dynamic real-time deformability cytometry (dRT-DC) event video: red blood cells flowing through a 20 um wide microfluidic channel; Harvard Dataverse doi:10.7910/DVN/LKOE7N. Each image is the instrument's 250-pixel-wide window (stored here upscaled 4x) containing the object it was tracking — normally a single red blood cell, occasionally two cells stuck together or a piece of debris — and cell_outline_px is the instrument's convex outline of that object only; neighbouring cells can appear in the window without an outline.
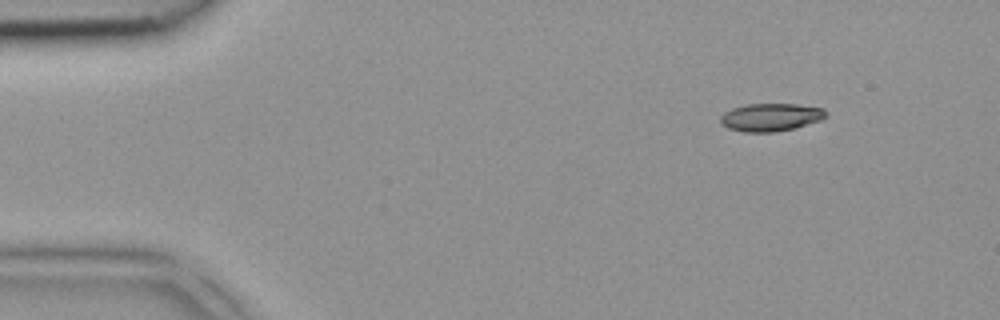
{"species": "common noctule bat (a hibernating species)", "species_latin": "Nyctalus noctula", "temperature_condition": "room temperature", "stored_images_in_passage": 3, "camera_frame_rate_fps": 3000, "um_per_image_px": 0.085, "animal": {"sex": "female", "body_mass_g": 18.4}, "frame": {"image": 1, "passage_image": 1, "time_ms": 0.0, "image_size_px": [1000, 320], "cell_outline_px": [[828, 116], [820, 120], [796, 128], [776, 132], [744, 132], [728, 128], [720, 120], [720, 116], [724, 112], [732, 108], [748, 104], [796, 104], [824, 108], [828, 112]], "centroid_in_image_um": [65.55, 9.96], "position_along_channel_um": 19.4, "area_um2": 17.22}}
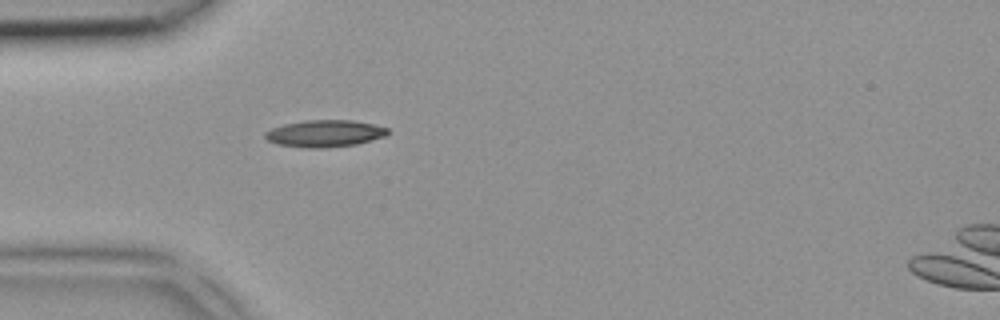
{"frame": {"image": 2, "passage_image": 3, "time_ms": 0.667, "image_size_px": [1000, 320], "cell_outline_px": [[392, 132], [384, 136], [356, 144], [320, 148], [308, 148], [276, 144], [268, 140], [264, 136], [264, 132], [272, 128], [284, 124], [304, 120], [352, 120], [372, 124], [388, 128]], "centroid_in_image_um": [27.59, 11.34], "position_along_channel_um": 57.4, "area_um2": 19.19}}